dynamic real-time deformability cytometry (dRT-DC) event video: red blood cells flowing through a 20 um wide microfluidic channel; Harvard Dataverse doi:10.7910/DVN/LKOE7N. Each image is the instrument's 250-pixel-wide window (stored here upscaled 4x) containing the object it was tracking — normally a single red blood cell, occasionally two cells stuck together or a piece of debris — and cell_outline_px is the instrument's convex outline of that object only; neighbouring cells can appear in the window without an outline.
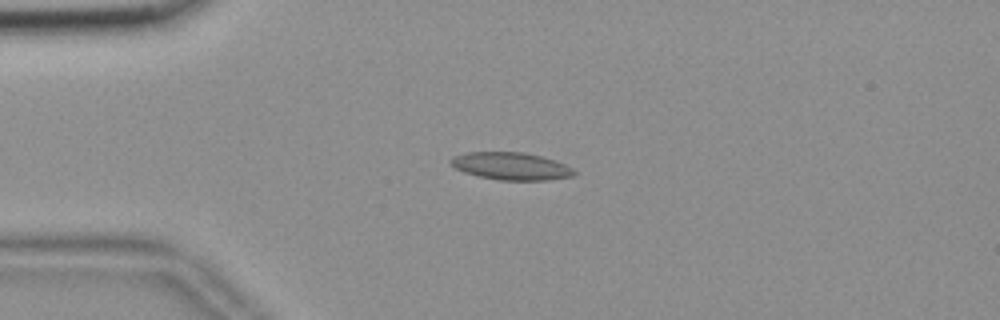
{"species": "common noctule bat (a hibernating species)", "species_latin": "Nyctalus noctula", "temperature_condition": "room temperature", "stored_images_in_passage": 43, "camera_frame_rate_fps": 3000, "um_per_image_px": 0.085, "animal": {"sex": "female", "body_mass_g": 18.4}, "frame": {"image": 1, "passage_image": 1, "time_ms": 0.0, "image_size_px": [1000, 320], "cell_outline_px": [[576, 172], [572, 176], [548, 180], [500, 180], [480, 176], [464, 172], [456, 168], [448, 160], [452, 156], [468, 152], [524, 152], [540, 156], [564, 164], [572, 168]], "centroid_in_image_um": [43.41, 14.12], "position_along_channel_um": 41.6, "area_um2": 19.54}}
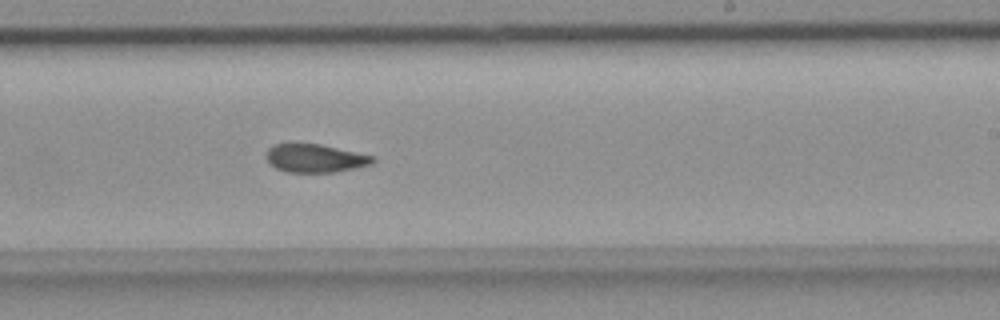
{"frame": {"image": 2, "passage_image": 21, "time_ms": 6.667, "image_size_px": [1000, 320], "cell_outline_px": [[376, 160], [372, 164], [336, 172], [288, 172], [276, 168], [268, 160], [268, 148], [272, 144], [288, 140], [320, 144], [376, 156]], "centroid_in_image_um": [26.78, 13.4], "position_along_channel_um": 262.2, "area_um2": 18.09}}
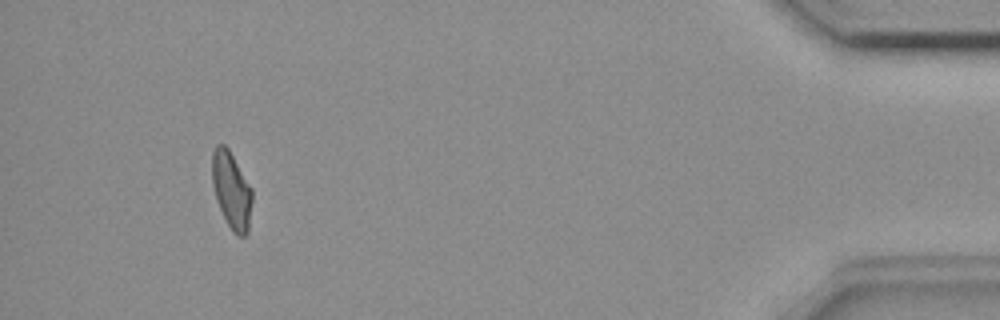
{"frame": {"image": 3, "passage_image": 39, "time_ms": 12.667, "image_size_px": [1000, 320], "cell_outline_px": [[252, 200], [248, 232], [244, 236], [236, 236], [232, 232], [216, 200], [212, 184], [212, 152], [216, 144], [224, 144], [228, 148], [252, 188]], "centroid_in_image_um": [19.67, 16.17], "position_along_channel_um": 415.5, "area_um2": 17.98}, "authors_computed_cell_mechanics": {"area_um2": 18.3226, "velocity_mm_per_s": 3.6939, "shape_relaxation_time_tau1_ms": null, "shape_relaxation_time_tau2_ms": 3.1408, "deformation_change_tau1": null, "deformation_change_tau2": 0.0867}}